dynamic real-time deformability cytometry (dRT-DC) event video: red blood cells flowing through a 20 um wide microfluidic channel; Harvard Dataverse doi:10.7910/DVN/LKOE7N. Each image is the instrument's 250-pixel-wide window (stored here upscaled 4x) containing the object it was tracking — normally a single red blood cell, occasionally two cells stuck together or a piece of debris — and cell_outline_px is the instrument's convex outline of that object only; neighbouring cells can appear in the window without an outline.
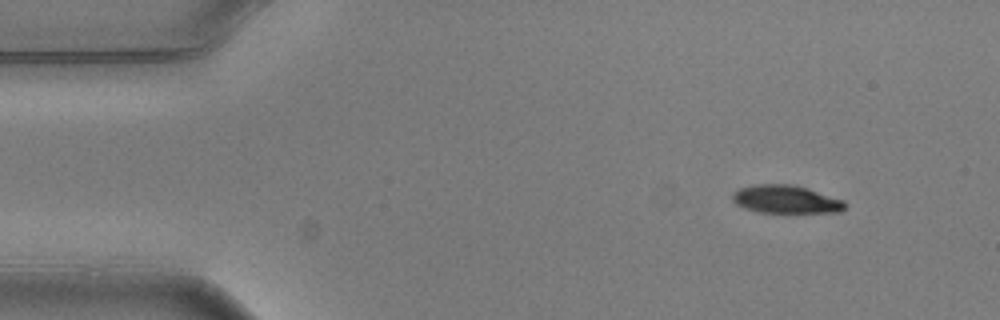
{"species": "common noctule bat (a hibernating species)", "species_latin": "Nyctalus noctula", "temperature_condition": "warm", "stored_images_in_passage": 6, "camera_frame_rate_fps": 3000, "um_per_image_px": 0.085, "animal": {"sex": "male", "body_mass_g": 20.5, "forearm_length_mm": 52.5}, "frame": {"image": 1, "passage_image": 1, "time_ms": 0.0, "image_size_px": [1000, 320], "cell_outline_px": [[848, 204], [840, 212], [760, 212], [744, 208], [736, 204], [732, 200], [732, 192], [740, 188], [756, 184], [792, 184], [808, 188], [844, 200]], "centroid_in_image_um": [66.8, 16.93], "position_along_channel_um": 18.2, "area_um2": 18.44}}
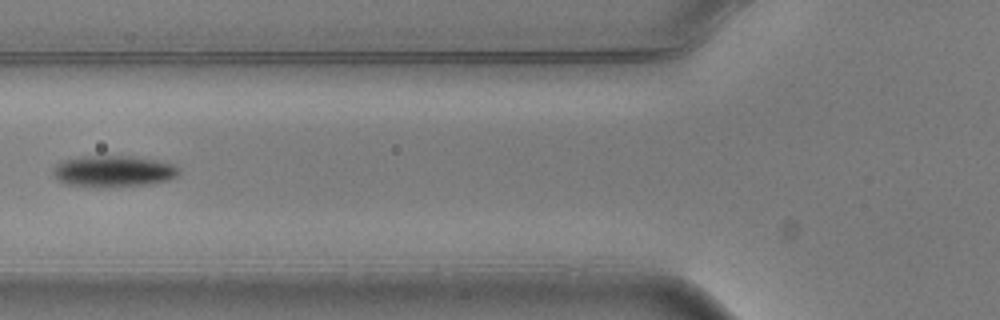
{"frame": {"image": 2, "passage_image": 5, "time_ms": 1.333, "image_size_px": [1000, 320], "cell_outline_px": [[180, 172], [176, 176], [168, 180], [152, 184], [108, 188], [96, 188], [64, 184], [52, 176], [52, 172], [56, 164], [64, 160], [84, 156], [128, 156], [156, 160], [172, 164], [180, 168]], "centroid_in_image_um": [9.61, 14.58], "position_along_channel_um": 116.2, "area_um2": 23.47}}
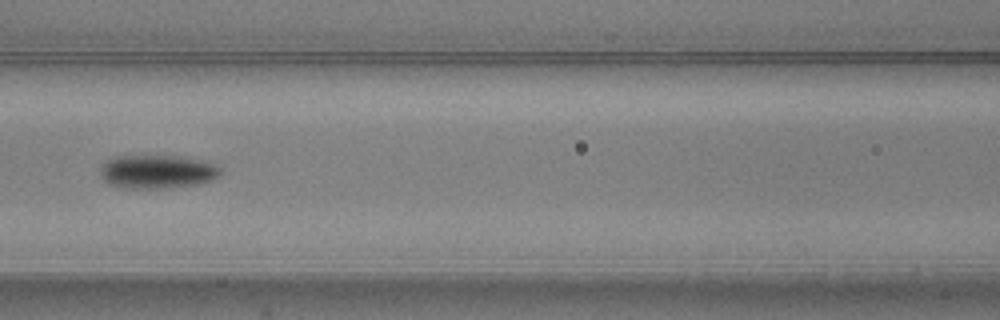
{"frame": {"image": 3, "passage_image": 6, "time_ms": 1.667, "image_size_px": [1000, 320], "cell_outline_px": [[220, 172], [216, 180], [200, 184], [172, 188], [128, 188], [108, 184], [100, 176], [100, 168], [108, 160], [116, 156], [180, 156], [220, 164]], "centroid_in_image_um": [13.42, 14.6], "position_along_channel_um": 153.2, "area_um2": 23.81}}